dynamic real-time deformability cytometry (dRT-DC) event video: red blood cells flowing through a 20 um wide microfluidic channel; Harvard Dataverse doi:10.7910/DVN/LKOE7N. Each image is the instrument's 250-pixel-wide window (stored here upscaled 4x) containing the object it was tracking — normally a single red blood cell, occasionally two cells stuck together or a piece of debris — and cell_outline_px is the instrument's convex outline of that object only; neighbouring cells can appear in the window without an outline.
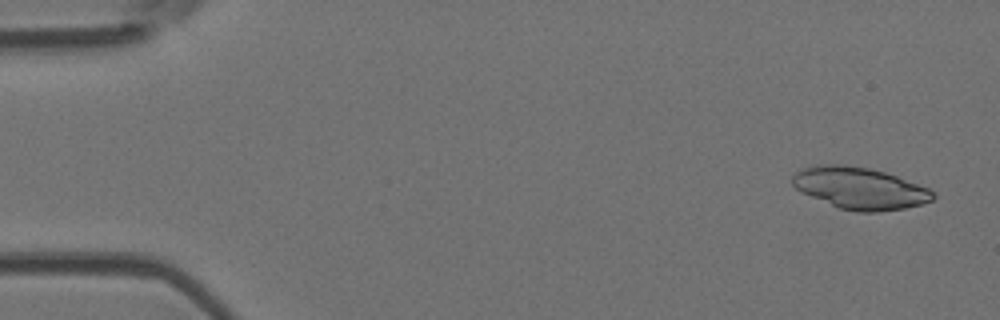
{"species": "Egyptian fruit bat (a non-hibernating species)", "species_latin": "Rousettus aegyptiacus", "temperature_condition": "room temperature", "stored_images_in_passage": 5, "camera_frame_rate_fps": 3000, "um_per_image_px": 0.085, "animal": {"sex": "female"}, "frame": {"image": 1, "passage_image": 1, "time_ms": 0.0, "image_size_px": [1000, 320], "cell_outline_px": [[936, 196], [932, 200], [920, 204], [904, 208], [880, 212], [856, 212], [840, 208], [800, 192], [792, 184], [792, 176], [800, 168], [816, 164], [840, 164], [868, 168], [884, 172], [896, 176], [928, 188], [936, 192]], "centroid_in_image_um": [73.06, 15.99], "position_along_channel_um": 11.9, "area_um2": 34.22}}